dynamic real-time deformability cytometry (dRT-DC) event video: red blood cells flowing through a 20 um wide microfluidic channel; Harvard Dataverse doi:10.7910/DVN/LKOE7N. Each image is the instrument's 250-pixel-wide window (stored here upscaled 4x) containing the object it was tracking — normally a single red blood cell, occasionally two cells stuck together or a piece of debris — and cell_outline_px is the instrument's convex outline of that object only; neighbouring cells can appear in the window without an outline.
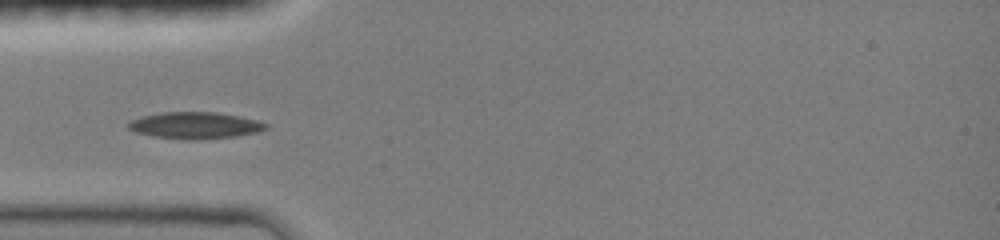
{"species": "common noctule bat (a hibernating species)", "species_latin": "Nyctalus noctula", "temperature_condition": "room temperature", "stored_images_in_passage": 32, "camera_frame_rate_fps": 3000, "um_per_image_px": 0.085, "animal": {"sex": "female", "body_mass_g": 19.0, "forearm_length_mm": 51.5}, "frame": {"image": 1, "passage_image": 1, "time_ms": 0.0, "image_size_px": [1000, 240], "cell_outline_px": [[268, 128], [260, 132], [236, 136], [196, 140], [156, 136], [136, 132], [128, 128], [128, 124], [132, 120], [140, 116], [160, 112], [216, 112], [240, 116], [256, 120], [268, 124]], "centroid_in_image_um": [16.62, 10.65], "position_along_channel_um": 68.4, "area_um2": 21.27}}
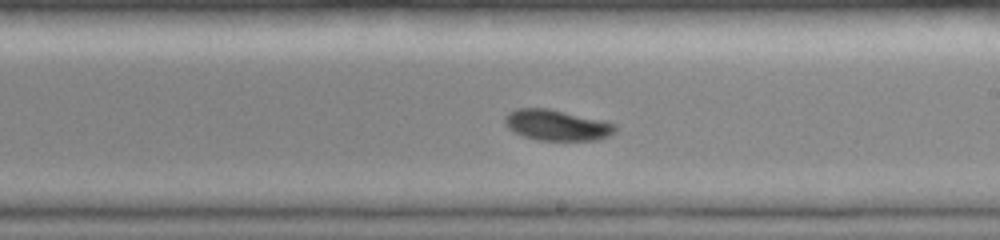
{"frame": {"image": 2, "passage_image": 14, "time_ms": 4.333, "image_size_px": [1000, 240], "cell_outline_px": [[616, 132], [612, 136], [600, 140], [540, 140], [524, 136], [508, 128], [504, 124], [504, 116], [508, 112], [516, 108], [548, 108], [600, 120], [616, 124]], "centroid_in_image_um": [47.34, 10.64], "position_along_channel_um": 241.7, "area_um2": 19.83}}
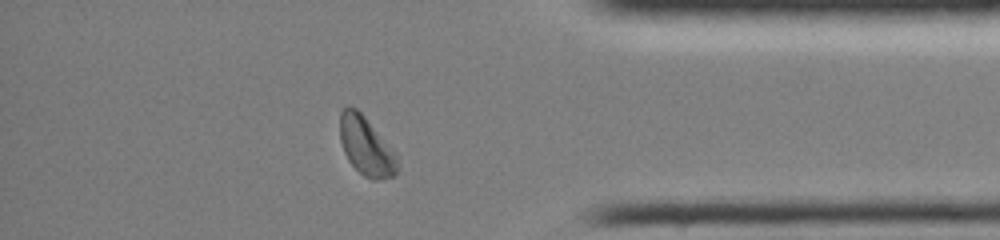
{"frame": {"image": 3, "passage_image": 27, "time_ms": 8.667, "image_size_px": [1000, 240], "cell_outline_px": [[396, 172], [392, 176], [380, 180], [372, 180], [364, 176], [348, 160], [344, 152], [340, 140], [340, 112], [348, 104], [356, 108], [364, 116], [396, 152]], "centroid_in_image_um": [31.1, 12.41], "position_along_channel_um": 404.1, "area_um2": 19.48}}